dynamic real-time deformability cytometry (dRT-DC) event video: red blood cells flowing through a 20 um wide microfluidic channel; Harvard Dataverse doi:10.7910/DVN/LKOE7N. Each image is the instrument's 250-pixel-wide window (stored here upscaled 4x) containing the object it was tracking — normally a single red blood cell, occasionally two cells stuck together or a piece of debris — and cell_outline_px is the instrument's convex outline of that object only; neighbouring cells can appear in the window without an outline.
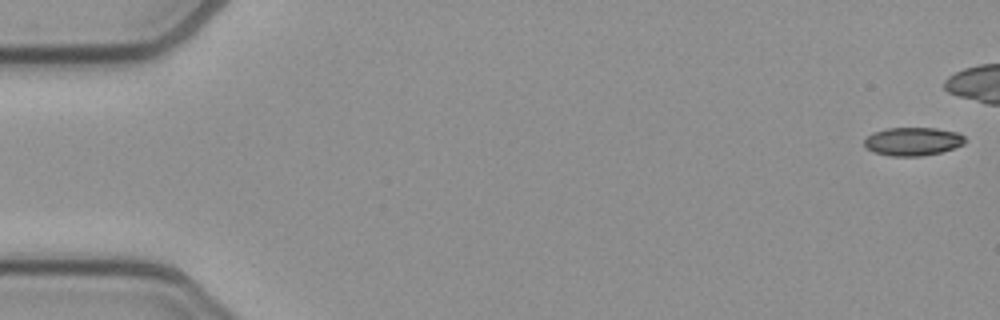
{"species": "common noctule bat (a hibernating species)", "species_latin": "Nyctalus noctula", "temperature_condition": "cold", "stored_images_in_passage": 41, "camera_frame_rate_fps": 3000, "um_per_image_px": 0.085, "animal": {"sex": "female", "body_mass_g": 21.9}, "frame": {"image": 1, "passage_image": 1, "time_ms": 0.0, "image_size_px": [1000, 320], "cell_outline_px": [[968, 140], [964, 144], [940, 152], [920, 156], [892, 156], [872, 152], [864, 144], [864, 140], [872, 132], [888, 128], [936, 128], [960, 132]], "centroid_in_image_um": [77.61, 12.01], "position_along_channel_um": 7.4, "area_um2": 16.7}}
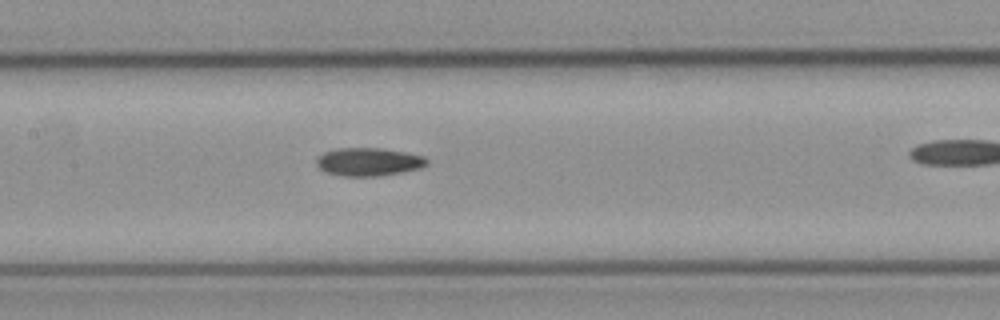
{"frame": {"image": 2, "passage_image": 25, "time_ms": 8.0, "image_size_px": [1000, 320], "cell_outline_px": [[428, 164], [420, 168], [380, 176], [344, 176], [324, 172], [316, 164], [316, 160], [324, 152], [340, 148], [384, 148], [424, 156], [428, 160]], "centroid_in_image_um": [31.34, 13.75], "position_along_channel_um": 176.1, "area_um2": 18.03}}
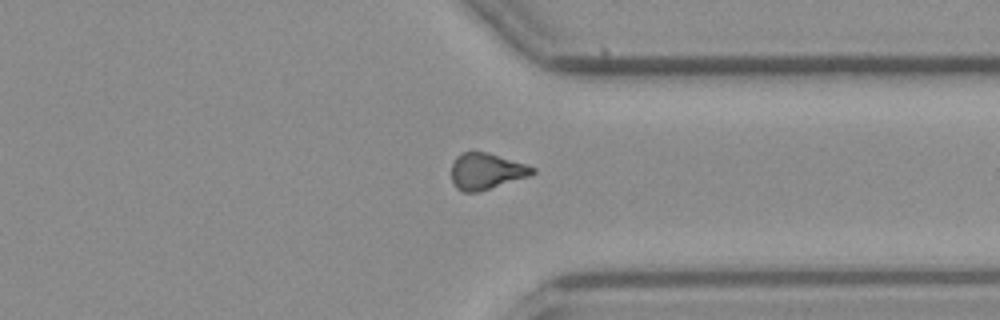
{"frame": {"image": 3, "passage_image": 40, "time_ms": 13.0, "image_size_px": [1000, 320], "cell_outline_px": [[536, 172], [528, 176], [476, 192], [464, 192], [456, 188], [452, 180], [452, 164], [456, 156], [472, 148], [488, 152], [536, 168]], "centroid_in_image_um": [41.29, 14.51], "position_along_channel_um": 370.1, "area_um2": 17.11}}